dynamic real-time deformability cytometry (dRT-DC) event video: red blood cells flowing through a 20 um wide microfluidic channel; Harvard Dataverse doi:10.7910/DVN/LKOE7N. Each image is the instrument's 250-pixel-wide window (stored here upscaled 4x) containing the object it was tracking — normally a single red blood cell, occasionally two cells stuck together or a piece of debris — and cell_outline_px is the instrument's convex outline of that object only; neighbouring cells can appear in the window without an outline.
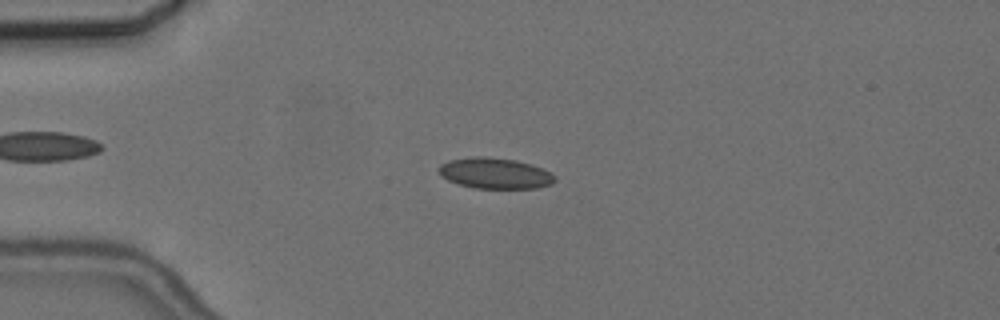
{"species": "common noctule bat (a hibernating species)", "species_latin": "Nyctalus noctula", "temperature_condition": "cold", "stored_images_in_passage": 56, "camera_frame_rate_fps": 3000, "um_per_image_px": 0.085, "animal": {"sex": "female", "body_mass_g": 24.6, "forearm_length_mm": 56.2}, "frame": {"image": 1, "passage_image": 14, "time_ms": 4.333, "image_size_px": [1000, 320], "cell_outline_px": [[556, 180], [552, 184], [536, 188], [472, 188], [448, 180], [440, 172], [440, 164], [448, 160], [476, 156], [484, 156], [516, 160], [544, 168], [552, 172], [556, 176]], "centroid_in_image_um": [42.14, 14.72], "position_along_channel_um": 42.9, "area_um2": 20.87}}
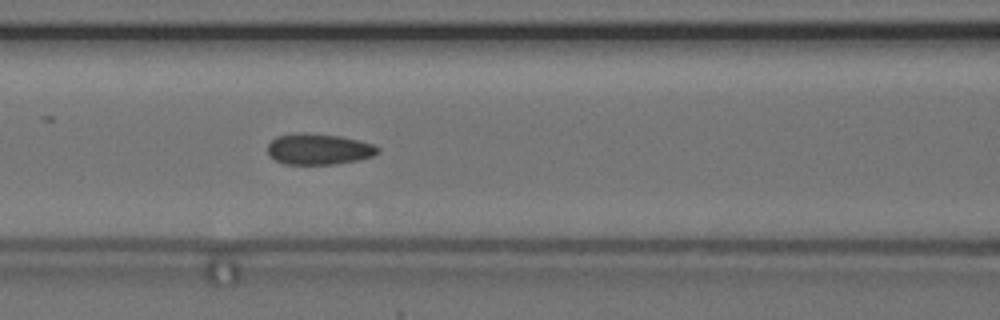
{"frame": {"image": 2, "passage_image": 24, "time_ms": 7.667, "image_size_px": [1000, 320], "cell_outline_px": [[380, 152], [372, 156], [360, 160], [332, 164], [284, 164], [268, 156], [268, 144], [276, 136], [300, 132], [308, 132], [340, 136], [372, 144], [380, 148]], "centroid_in_image_um": [27.07, 12.67], "position_along_channel_um": 139.5, "area_um2": 20.0}}
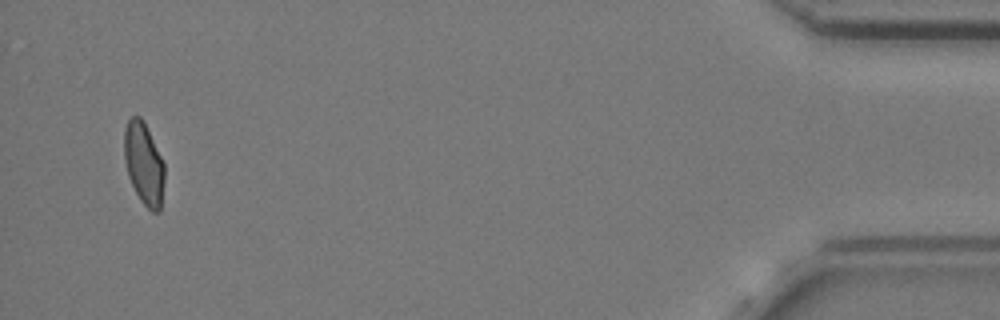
{"frame": {"image": 3, "passage_image": 54, "time_ms": 17.667, "image_size_px": [1000, 320], "cell_outline_px": [[164, 180], [160, 212], [152, 212], [140, 200], [128, 176], [124, 160], [124, 128], [128, 120], [132, 116], [140, 116], [144, 120], [164, 164]], "centroid_in_image_um": [12.21, 13.89], "position_along_channel_um": 423.0, "area_um2": 19.31}, "authors_computed_cell_mechanics": {"area_um2": 19.7676, "velocity_mm_per_s": 3.6592, "shape_relaxation_time_tau1_ms": 9.7739, "shape_relaxation_time_tau2_ms": 1.4821, "deformation_change_tau1": 0.1543, "deformation_change_tau2": 0.0616}}